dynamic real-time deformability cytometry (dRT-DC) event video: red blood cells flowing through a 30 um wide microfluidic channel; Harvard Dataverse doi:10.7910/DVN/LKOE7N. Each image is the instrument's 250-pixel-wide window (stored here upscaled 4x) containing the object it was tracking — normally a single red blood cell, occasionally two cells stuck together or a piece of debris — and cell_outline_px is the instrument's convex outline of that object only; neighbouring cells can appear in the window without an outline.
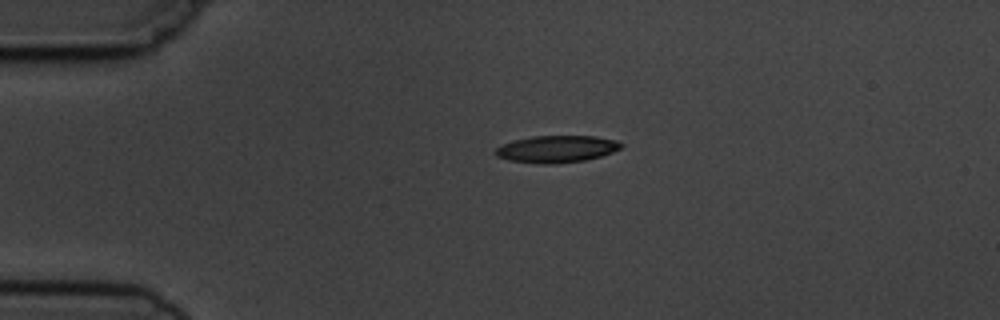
{"species": "common noctule bat (a hibernating species)", "species_latin": "Nyctalus noctula", "temperature_condition": "cold", "stored_images_in_passage": 2, "camera_frame_rate_fps": 3000, "um_per_image_px": 0.085, "animal": {"sex": "male", "body_mass_g": 19.5, "forearm_length_mm": 54.6}, "frame": {"image": 1, "passage_image": 1, "time_ms": 0.0, "image_size_px": [1000, 320], "cell_outline_px": [[624, 144], [620, 148], [612, 152], [600, 156], [584, 160], [556, 164], [540, 164], [508, 160], [496, 156], [492, 152], [496, 148], [504, 144], [516, 140], [532, 136], [596, 136], [616, 140]], "centroid_in_image_um": [47.3, 12.67], "position_along_channel_um": 37.7, "area_um2": 19.77}}